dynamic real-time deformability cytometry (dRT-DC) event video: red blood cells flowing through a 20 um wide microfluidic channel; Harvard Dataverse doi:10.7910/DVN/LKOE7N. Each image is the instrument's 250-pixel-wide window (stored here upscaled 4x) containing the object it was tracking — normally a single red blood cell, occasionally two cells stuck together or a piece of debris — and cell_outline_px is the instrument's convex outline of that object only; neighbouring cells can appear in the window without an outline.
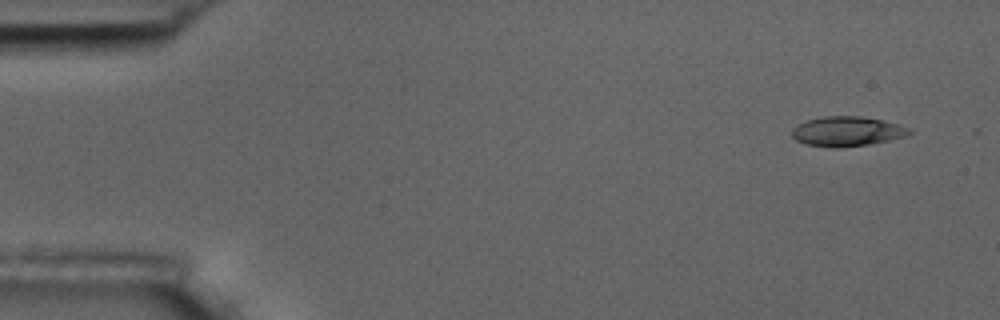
{"species": "common noctule bat (a hibernating species)", "species_latin": "Nyctalus noctula", "temperature_condition": "room temperature", "stored_images_in_passage": 5, "camera_frame_rate_fps": 3000, "um_per_image_px": 0.085, "animal": {"sex": "male", "body_mass_g": 17.5, "forearm_length_mm": 52.3}, "frame": {"image": 1, "passage_image": 1, "time_ms": 0.0, "image_size_px": [1000, 320], "cell_outline_px": [[912, 132], [908, 136], [868, 144], [836, 148], [808, 144], [796, 140], [792, 136], [792, 128], [796, 124], [808, 120], [824, 116], [860, 116], [880, 120], [912, 128]], "centroid_in_image_um": [72.0, 11.16], "position_along_channel_um": 13.0, "area_um2": 20.17}}
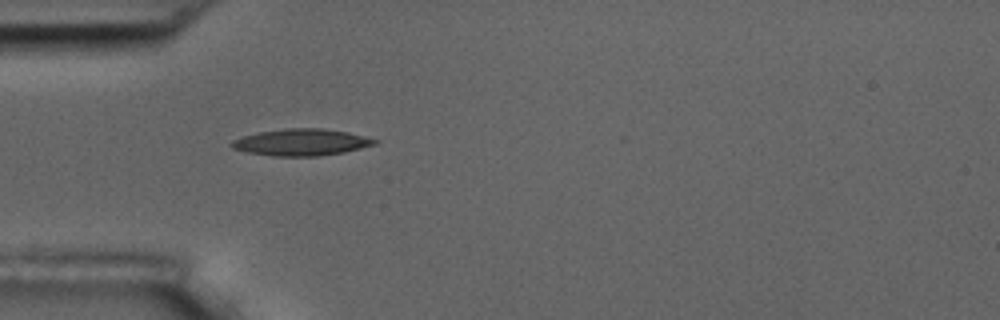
{"frame": {"image": 2, "passage_image": 5, "time_ms": 4.333, "image_size_px": [1000, 320], "cell_outline_px": [[380, 140], [376, 144], [344, 152], [320, 156], [272, 156], [248, 152], [232, 148], [228, 144], [232, 140], [244, 136], [260, 132], [284, 128], [320, 128], [348, 132]], "centroid_in_image_um": [25.61, 12.09], "position_along_channel_um": 59.4, "area_um2": 22.25}}